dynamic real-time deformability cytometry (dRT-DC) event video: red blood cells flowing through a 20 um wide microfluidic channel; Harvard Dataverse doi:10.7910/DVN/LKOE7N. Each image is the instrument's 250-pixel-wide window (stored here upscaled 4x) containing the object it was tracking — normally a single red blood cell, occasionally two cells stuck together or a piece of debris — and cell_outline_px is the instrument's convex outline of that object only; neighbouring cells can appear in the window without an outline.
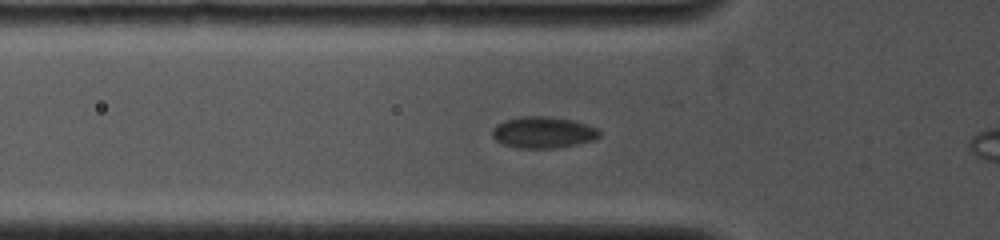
{"species": "common noctule bat (a hibernating species)", "species_latin": "Nyctalus noctula", "temperature_condition": "cold", "stored_images_in_passage": 31, "camera_frame_rate_fps": 4000, "um_per_image_px": 0.085, "animal": {"sex": "female", "body_mass_g": 19.0, "forearm_length_mm": 53.3}, "frame": {"image": 1, "passage_image": 4, "time_ms": 1.75, "image_size_px": [1000, 240], "cell_outline_px": [[600, 136], [596, 140], [556, 148], [516, 148], [504, 144], [496, 140], [492, 136], [492, 128], [496, 124], [504, 120], [520, 116], [548, 116], [572, 120], [588, 124], [596, 128], [600, 132]], "centroid_in_image_um": [46.16, 11.25], "position_along_channel_um": 79.6, "area_um2": 19.83}}
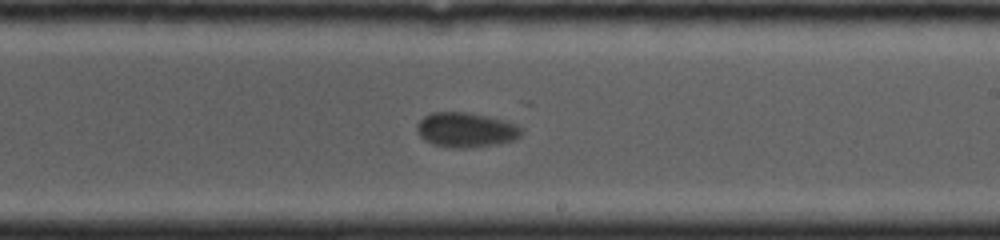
{"frame": {"image": 2, "passage_image": 12, "time_ms": 6.0, "image_size_px": [1000, 240], "cell_outline_px": [[524, 132], [516, 140], [496, 144], [472, 148], [444, 148], [432, 144], [424, 140], [416, 132], [416, 124], [424, 116], [432, 112], [468, 112], [488, 116], [504, 120], [516, 124], [524, 128]], "centroid_in_image_um": [39.61, 11.05], "position_along_channel_um": 249.4, "area_um2": 21.73}}
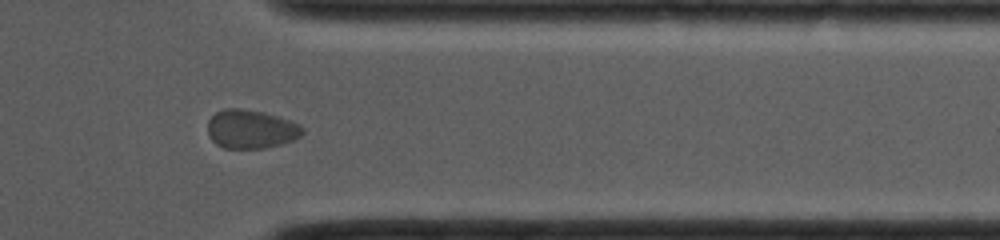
{"frame": {"image": 3, "passage_image": 21, "time_ms": 9.5, "image_size_px": [1000, 240], "cell_outline_px": [[304, 132], [296, 140], [264, 148], [224, 148], [216, 144], [212, 140], [208, 132], [208, 120], [216, 112], [224, 108], [244, 108], [264, 112], [300, 124], [304, 128]], "centroid_in_image_um": [21.34, 10.97], "position_along_channel_um": 390.1, "area_um2": 21.5}}